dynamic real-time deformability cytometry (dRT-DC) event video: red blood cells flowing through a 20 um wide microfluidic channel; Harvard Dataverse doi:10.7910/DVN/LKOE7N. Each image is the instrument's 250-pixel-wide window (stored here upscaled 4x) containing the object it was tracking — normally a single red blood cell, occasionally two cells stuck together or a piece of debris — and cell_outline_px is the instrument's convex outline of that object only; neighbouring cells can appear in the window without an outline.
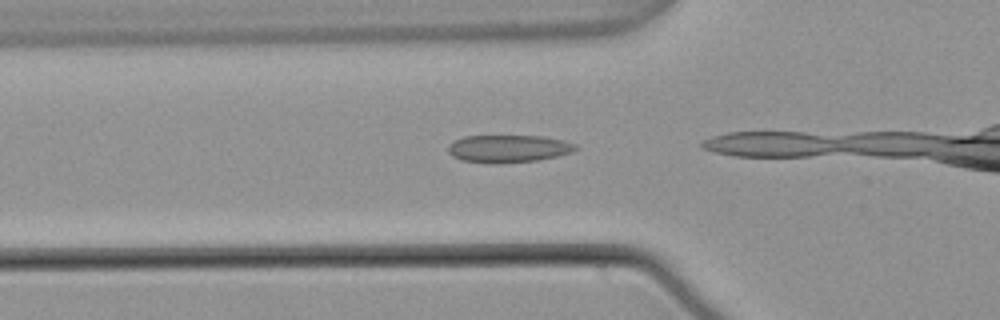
{"species": "common noctule bat (a hibernating species)", "species_latin": "Nyctalus noctula", "temperature_condition": "warm", "stored_images_in_passage": 9, "camera_frame_rate_fps": 3000, "um_per_image_px": 0.085, "animal": {"sex": "male", "body_mass_g": 21.5, "forearm_length_mm": 52.0}, "frame": {"image": 1, "passage_image": 2, "time_ms": 0.333, "image_size_px": [1000, 320], "cell_outline_px": [[580, 148], [572, 152], [556, 156], [536, 160], [496, 164], [464, 160], [452, 156], [448, 152], [448, 144], [464, 136], [544, 136], [564, 140], [576, 144]], "centroid_in_image_um": [43.24, 12.63], "position_along_channel_um": 82.6, "area_um2": 20.46}}